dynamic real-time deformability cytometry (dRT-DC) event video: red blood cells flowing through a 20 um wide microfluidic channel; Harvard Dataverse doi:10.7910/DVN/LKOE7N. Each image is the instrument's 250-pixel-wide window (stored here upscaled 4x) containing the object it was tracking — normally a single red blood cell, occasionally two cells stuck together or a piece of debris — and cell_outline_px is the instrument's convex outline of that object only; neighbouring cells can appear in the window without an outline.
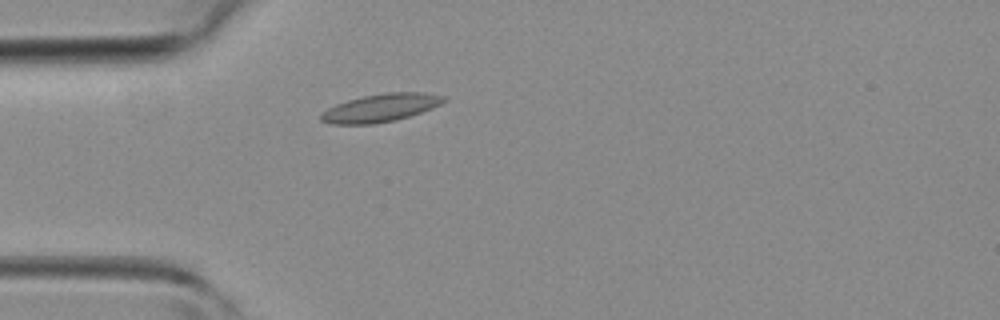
{"species": "common noctule bat (a hibernating species)", "species_latin": "Nyctalus noctula", "temperature_condition": "room temperature", "stored_images_in_passage": 39, "camera_frame_rate_fps": 3000, "um_per_image_px": 0.085, "animal": {"sex": "female", "body_mass_g": 19.3, "forearm_length_mm": 54.1}, "frame": {"image": 1, "passage_image": 8, "time_ms": 2.333, "image_size_px": [1000, 320], "cell_outline_px": [[448, 100], [432, 108], [396, 120], [372, 124], [328, 124], [320, 120], [320, 112], [336, 104], [348, 100], [364, 96], [384, 92], [424, 92], [448, 96]], "centroid_in_image_um": [32.36, 9.16], "position_along_channel_um": 52.6, "area_um2": 20.17}}
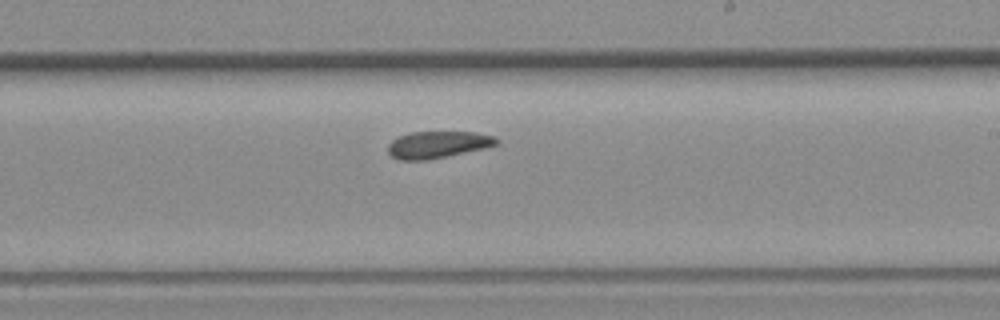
{"frame": {"image": 2, "passage_image": 21, "time_ms": 6.667, "image_size_px": [1000, 320], "cell_outline_px": [[500, 144], [484, 148], [428, 160], [400, 160], [392, 156], [388, 152], [388, 144], [392, 140], [400, 136], [412, 132], [476, 132], [496, 136], [500, 140]], "centroid_in_image_um": [37.25, 12.29], "position_along_channel_um": 251.7, "area_um2": 17.05}}
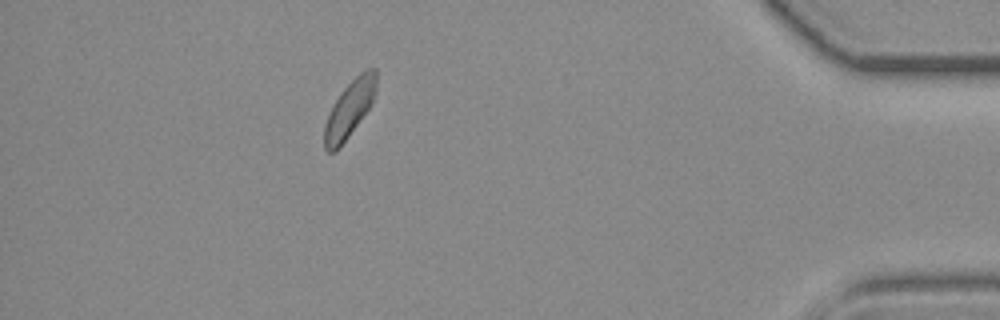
{"frame": {"image": 3, "passage_image": 34, "time_ms": 11.0, "image_size_px": [1000, 320], "cell_outline_px": [[376, 88], [372, 100], [368, 108], [348, 136], [332, 152], [328, 152], [324, 148], [324, 128], [328, 116], [340, 92], [360, 72], [368, 68], [376, 68]], "centroid_in_image_um": [29.71, 9.22], "position_along_channel_um": 405.5, "area_um2": 16.36}}